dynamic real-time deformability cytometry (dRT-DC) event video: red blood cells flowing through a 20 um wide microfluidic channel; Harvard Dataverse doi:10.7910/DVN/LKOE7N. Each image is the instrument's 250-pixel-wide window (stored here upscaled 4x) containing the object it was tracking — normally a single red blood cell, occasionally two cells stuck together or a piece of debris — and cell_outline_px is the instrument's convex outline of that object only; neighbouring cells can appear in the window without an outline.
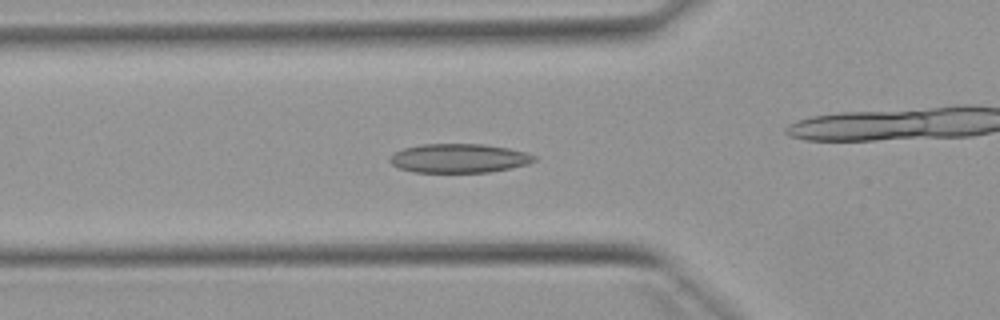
{"species": "Egyptian fruit bat (a non-hibernating species)", "species_latin": "Rousettus aegyptiacus", "temperature_condition": "warm", "stored_images_in_passage": 42, "camera_frame_rate_fps": 3000, "um_per_image_px": 0.085, "animal": {"sex": "female"}, "frame": {"image": 1, "passage_image": 13, "time_ms": 4.0, "image_size_px": [1000, 320], "cell_outline_px": [[536, 160], [528, 164], [512, 168], [488, 172], [412, 172], [400, 168], [392, 164], [388, 160], [388, 156], [392, 152], [404, 148], [420, 144], [484, 144], [508, 148], [524, 152], [536, 156]], "centroid_in_image_um": [38.97, 13.45], "position_along_channel_um": 86.8, "area_um2": 24.57}}
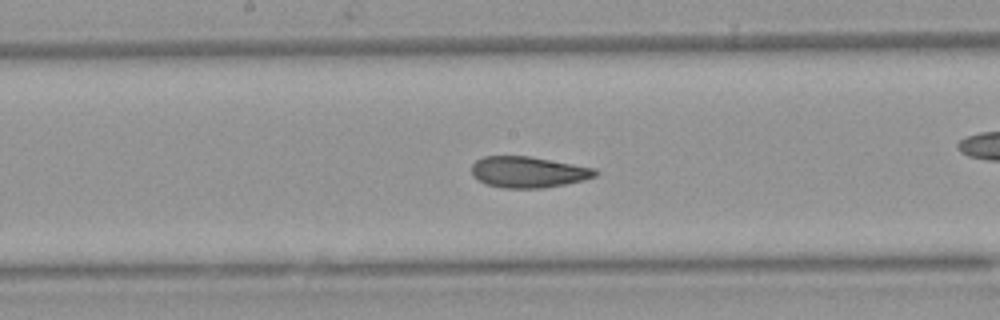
{"frame": {"image": 2, "passage_image": 22, "time_ms": 7.0, "image_size_px": [1000, 320], "cell_outline_px": [[600, 172], [596, 176], [584, 180], [544, 188], [500, 188], [484, 184], [476, 180], [472, 176], [472, 164], [476, 160], [484, 156], [532, 156], [596, 168]], "centroid_in_image_um": [44.89, 14.62], "position_along_channel_um": 203.3, "area_um2": 22.83}}
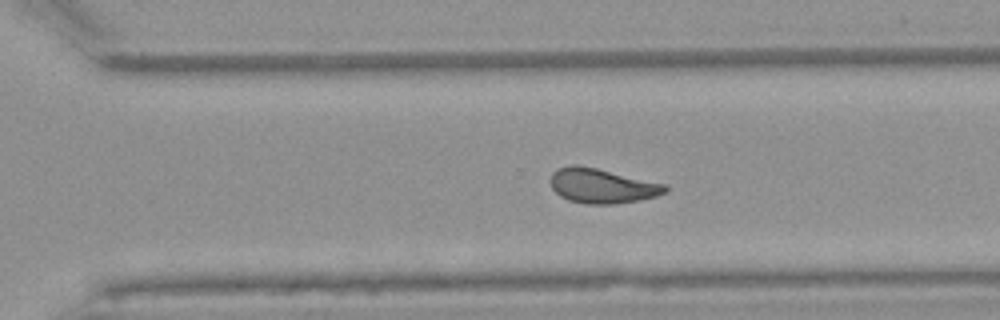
{"frame": {"image": 3, "passage_image": 31, "time_ms": 10.0, "image_size_px": [1000, 320], "cell_outline_px": [[668, 192], [656, 196], [640, 200], [616, 204], [588, 204], [568, 200], [560, 196], [552, 188], [548, 180], [552, 172], [556, 168], [568, 164], [580, 164], [668, 184]], "centroid_in_image_um": [51.16, 15.78], "position_along_channel_um": 319.4, "area_um2": 23.81}, "authors_computed_cell_mechanics": {"area_um2": 23.2934, "velocity_mm_per_s": 3.8787, "shape_relaxation_time_tau1_ms": null, "shape_relaxation_time_tau2_ms": 2.0563, "deformation_change_tau1": null, "deformation_change_tau2": 0.0911}}